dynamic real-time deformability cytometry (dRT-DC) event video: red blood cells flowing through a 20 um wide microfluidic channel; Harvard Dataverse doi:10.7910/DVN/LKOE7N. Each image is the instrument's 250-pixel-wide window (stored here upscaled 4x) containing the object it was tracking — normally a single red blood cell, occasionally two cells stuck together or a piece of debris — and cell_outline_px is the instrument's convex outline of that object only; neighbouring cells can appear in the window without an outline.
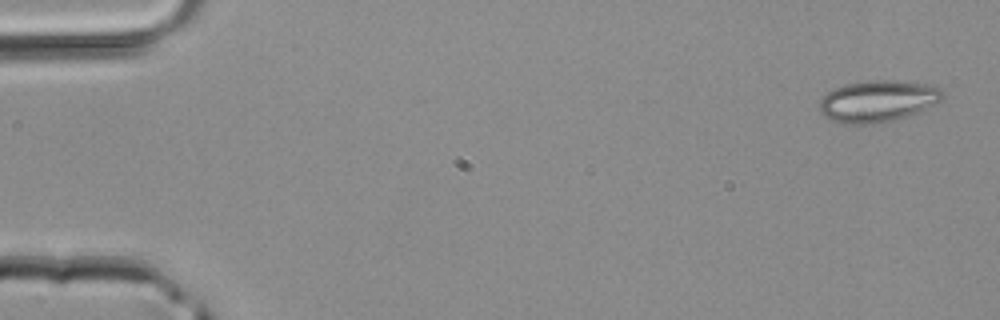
{"species": "common noctule bat (a hibernating species)", "species_latin": "Nyctalus noctula", "temperature_condition": "room temperature", "stored_images_in_passage": 43, "camera_frame_rate_fps": 3000, "um_per_image_px": 0.085, "animal": {"sex": "male", "body_mass_g": 20.4}, "frame": {"image": 1, "passage_image": 1, "time_ms": 0.0, "image_size_px": [1000, 320], "cell_outline_px": [[944, 96], [940, 100], [916, 112], [892, 120], [872, 124], [844, 124], [832, 120], [824, 116], [820, 112], [820, 100], [828, 92], [836, 88], [848, 84], [868, 80], [892, 80], [924, 84], [940, 88], [944, 92]], "centroid_in_image_um": [74.57, 8.6], "position_along_channel_um": 10.4, "area_um2": 29.3}}
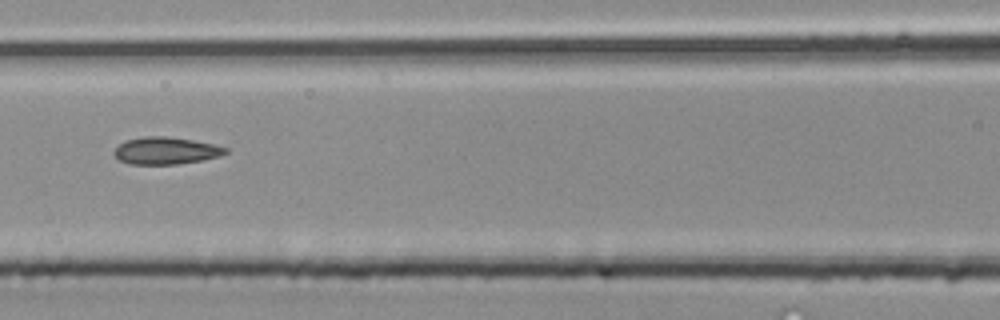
{"frame": {"image": 2, "passage_image": 19, "time_ms": 6.0, "image_size_px": [1000, 320], "cell_outline_px": [[228, 152], [220, 156], [204, 160], [180, 164], [128, 164], [120, 160], [112, 152], [120, 144], [128, 140], [144, 136], [164, 136], [192, 140], [212, 144], [228, 148]], "centroid_in_image_um": [14.11, 12.82], "position_along_channel_um": 152.5, "area_um2": 17.57}}
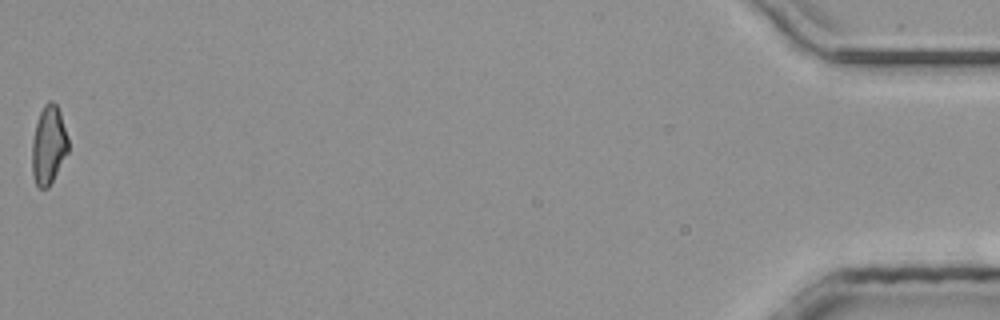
{"frame": {"image": 3, "passage_image": 43, "time_ms": 14.0, "image_size_px": [1000, 320], "cell_outline_px": [[68, 152], [48, 188], [40, 188], [36, 184], [32, 176], [32, 140], [36, 124], [40, 112], [44, 104], [48, 100], [52, 100], [56, 104], [60, 112], [68, 136]], "centroid_in_image_um": [4.13, 12.32], "position_along_channel_um": 431.1, "area_um2": 16.59}}